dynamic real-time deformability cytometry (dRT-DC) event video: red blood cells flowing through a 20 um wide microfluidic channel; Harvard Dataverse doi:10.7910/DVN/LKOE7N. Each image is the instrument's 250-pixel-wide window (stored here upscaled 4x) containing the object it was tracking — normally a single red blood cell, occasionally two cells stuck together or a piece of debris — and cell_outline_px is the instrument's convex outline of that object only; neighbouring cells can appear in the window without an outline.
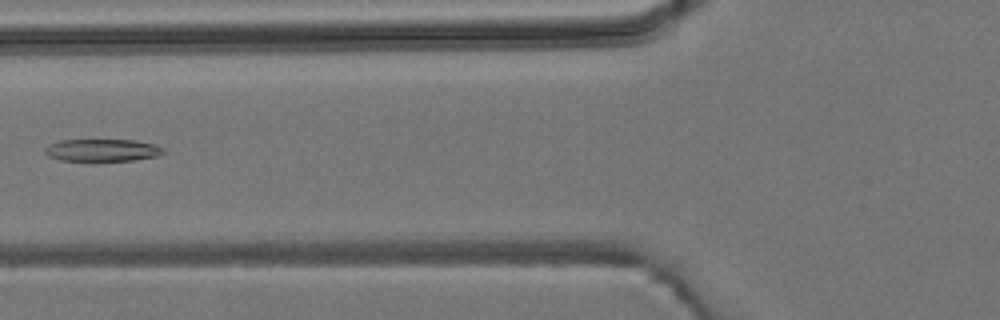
{"species": "common noctule bat (a hibernating species)", "species_latin": "Nyctalus noctula", "temperature_condition": "room temperature", "stored_images_in_passage": 5, "camera_frame_rate_fps": 3000, "um_per_image_px": 0.085, "animal": {"sex": "male", "body_mass_g": 19.2, "forearm_length_mm": 51.8}, "frame": {"image": 1, "passage_image": 5, "time_ms": 4.667, "image_size_px": [1000, 320], "cell_outline_px": [[164, 152], [156, 156], [132, 160], [96, 164], [92, 164], [60, 160], [48, 156], [44, 152], [44, 148], [48, 144], [60, 140], [132, 140], [156, 144], [164, 148]], "centroid_in_image_um": [8.63, 12.82], "position_along_channel_um": 117.2, "area_um2": 16.36}}